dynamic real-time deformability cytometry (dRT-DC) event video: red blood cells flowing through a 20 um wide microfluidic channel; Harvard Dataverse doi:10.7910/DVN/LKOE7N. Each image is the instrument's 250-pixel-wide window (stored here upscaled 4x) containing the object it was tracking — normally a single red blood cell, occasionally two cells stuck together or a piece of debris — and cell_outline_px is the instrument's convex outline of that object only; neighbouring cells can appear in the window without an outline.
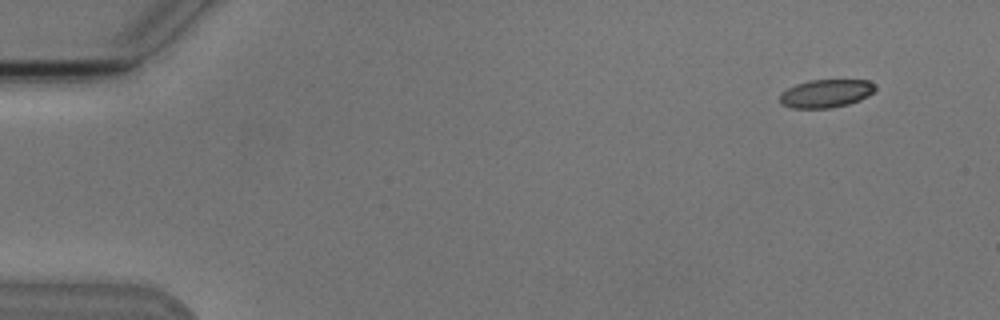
{"species": "Egyptian fruit bat (a non-hibernating species)", "species_latin": "Rousettus aegyptiacus", "temperature_condition": "cold", "stored_images_in_passage": 6, "camera_frame_rate_fps": 3000, "um_per_image_px": 0.085, "animal": {"sex": "male"}, "frame": {"image": 1, "passage_image": 1, "time_ms": 0.0, "image_size_px": [1000, 320], "cell_outline_px": [[876, 92], [860, 100], [848, 104], [832, 108], [792, 108], [780, 104], [780, 92], [796, 84], [808, 80], [868, 80], [876, 88]], "centroid_in_image_um": [70.2, 7.95], "position_along_channel_um": 14.8, "area_um2": 15.78}}
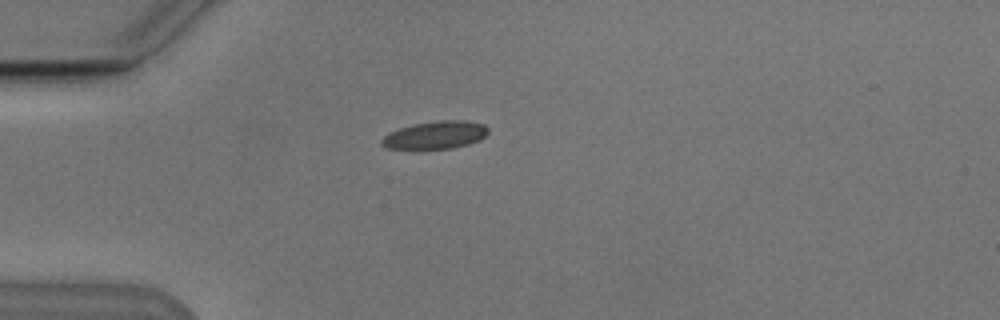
{"frame": {"image": 2, "passage_image": 4, "time_ms": 3.667, "image_size_px": [1000, 320], "cell_outline_px": [[488, 132], [480, 140], [468, 144], [452, 148], [388, 148], [380, 144], [380, 140], [388, 132], [412, 124], [440, 120], [464, 120], [484, 124], [488, 128]], "centroid_in_image_um": [37.01, 11.46], "position_along_channel_um": 48.0, "area_um2": 17.11}}